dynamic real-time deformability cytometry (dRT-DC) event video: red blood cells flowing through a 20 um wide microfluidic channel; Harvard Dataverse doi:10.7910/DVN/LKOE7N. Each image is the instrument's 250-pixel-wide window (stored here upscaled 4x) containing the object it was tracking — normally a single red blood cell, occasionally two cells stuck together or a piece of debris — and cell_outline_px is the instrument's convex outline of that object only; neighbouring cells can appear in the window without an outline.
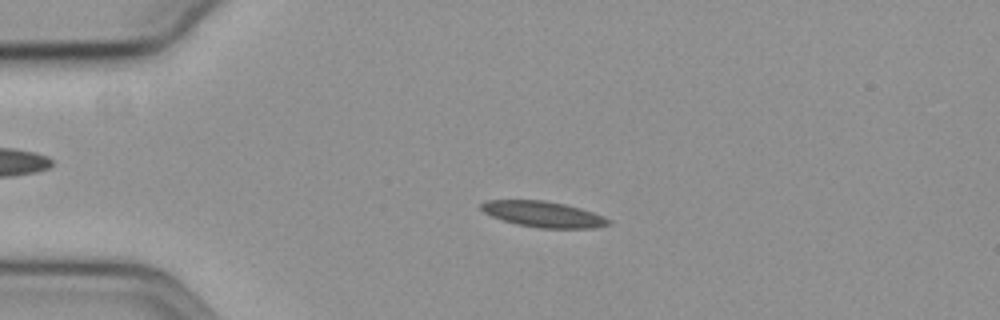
{"species": "common noctule bat (a hibernating species)", "species_latin": "Nyctalus noctula", "temperature_condition": "cold", "stored_images_in_passage": 57, "camera_frame_rate_fps": 3000, "um_per_image_px": 0.085, "animal": {"sex": "female", "body_mass_g": 19.3, "forearm_length_mm": 54.1}, "frame": {"image": 1, "passage_image": 13, "time_ms": 4.0, "image_size_px": [1000, 320], "cell_outline_px": [[612, 224], [596, 228], [540, 228], [516, 224], [492, 216], [484, 212], [480, 208], [480, 204], [488, 200], [544, 200], [564, 204], [580, 208], [604, 216], [612, 220]], "centroid_in_image_um": [46.22, 18.21], "position_along_channel_um": 38.8, "area_um2": 19.19}}
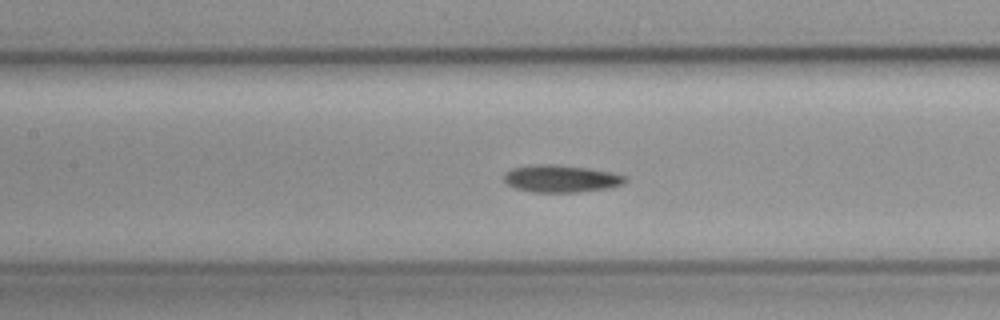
{"frame": {"image": 2, "passage_image": 26, "time_ms": 8.333, "image_size_px": [1000, 320], "cell_outline_px": [[628, 180], [624, 184], [608, 188], [576, 192], [532, 192], [516, 188], [508, 184], [504, 180], [504, 172], [512, 168], [528, 164], [552, 164], [588, 168], [608, 172], [624, 176]], "centroid_in_image_um": [47.64, 15.18], "position_along_channel_um": 159.8, "area_um2": 19.25}}
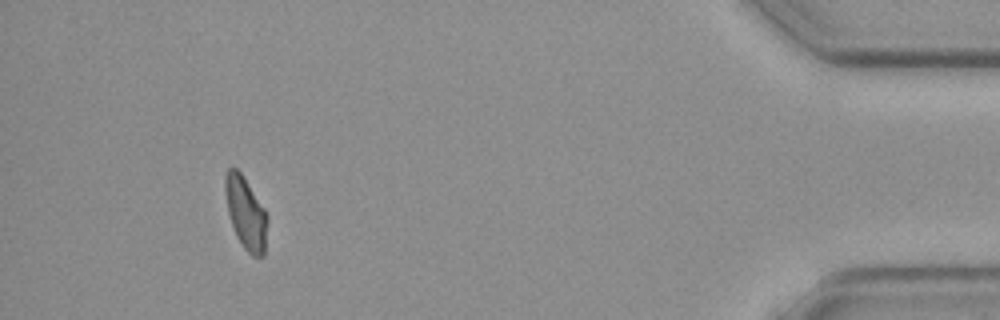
{"frame": {"image": 3, "passage_image": 53, "time_ms": 17.333, "image_size_px": [1000, 320], "cell_outline_px": [[268, 220], [264, 256], [252, 256], [244, 248], [236, 236], [228, 212], [224, 192], [224, 176], [228, 168], [236, 168], [240, 172], [264, 208], [268, 216]], "centroid_in_image_um": [20.88, 18.11], "position_along_channel_um": 414.3, "area_um2": 17.74}}